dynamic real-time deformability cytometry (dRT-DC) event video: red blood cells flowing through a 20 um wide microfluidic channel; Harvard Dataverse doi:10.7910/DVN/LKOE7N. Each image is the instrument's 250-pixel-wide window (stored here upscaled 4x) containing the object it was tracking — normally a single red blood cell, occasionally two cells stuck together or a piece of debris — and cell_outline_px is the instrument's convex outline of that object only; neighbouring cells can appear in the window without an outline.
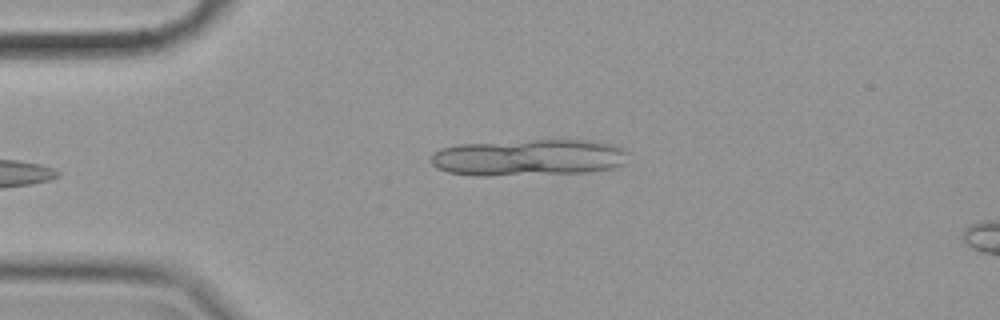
{"species": "common noctule bat (a hibernating species)", "species_latin": "Nyctalus noctula", "temperature_condition": "cold", "stored_images_in_passage": 9, "camera_frame_rate_fps": 3000, "um_per_image_px": 0.085, "animal": {"sex": "female", "body_mass_g": 19.9}, "frame": {"image": 1, "passage_image": 3, "time_ms": 0.667, "image_size_px": [1000, 320], "cell_outline_px": [[592, 168], [504, 172], [456, 172], [444, 168], [452, 148], [516, 148]], "centroid_in_image_um": [42.76, 13.68], "position_along_channel_um": 42.2, "area_um2": 18.15}}